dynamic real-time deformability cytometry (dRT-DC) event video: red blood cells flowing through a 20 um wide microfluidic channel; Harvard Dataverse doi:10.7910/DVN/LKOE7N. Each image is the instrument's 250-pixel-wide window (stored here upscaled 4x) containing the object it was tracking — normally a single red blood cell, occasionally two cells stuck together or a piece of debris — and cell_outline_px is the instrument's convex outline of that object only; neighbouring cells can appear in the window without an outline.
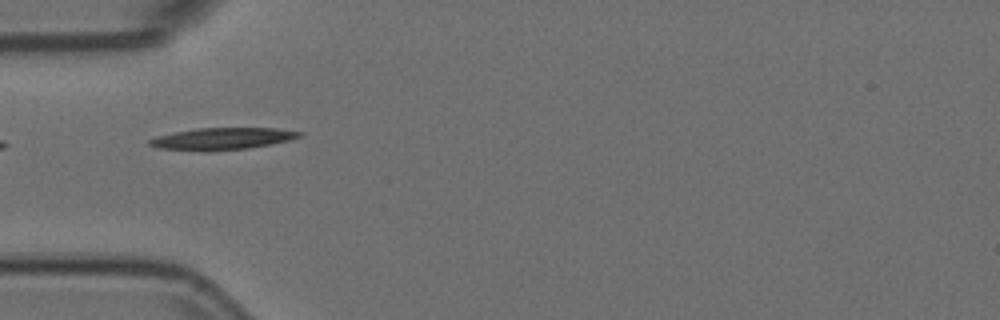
{"species": "Egyptian fruit bat (a non-hibernating species)", "species_latin": "Rousettus aegyptiacus", "temperature_condition": "room temperature", "stored_images_in_passage": 5, "camera_frame_rate_fps": 3000, "um_per_image_px": 0.085, "animal": {"sex": "female"}, "frame": {"image": 1, "passage_image": 5, "time_ms": 1.333, "image_size_px": [1000, 320], "cell_outline_px": [[304, 136], [292, 140], [248, 148], [208, 152], [204, 152], [156, 148], [148, 144], [148, 140], [156, 136], [196, 128], [276, 128], [304, 132]], "centroid_in_image_um": [18.91, 11.8], "position_along_channel_um": 66.1, "area_um2": 19.54}}